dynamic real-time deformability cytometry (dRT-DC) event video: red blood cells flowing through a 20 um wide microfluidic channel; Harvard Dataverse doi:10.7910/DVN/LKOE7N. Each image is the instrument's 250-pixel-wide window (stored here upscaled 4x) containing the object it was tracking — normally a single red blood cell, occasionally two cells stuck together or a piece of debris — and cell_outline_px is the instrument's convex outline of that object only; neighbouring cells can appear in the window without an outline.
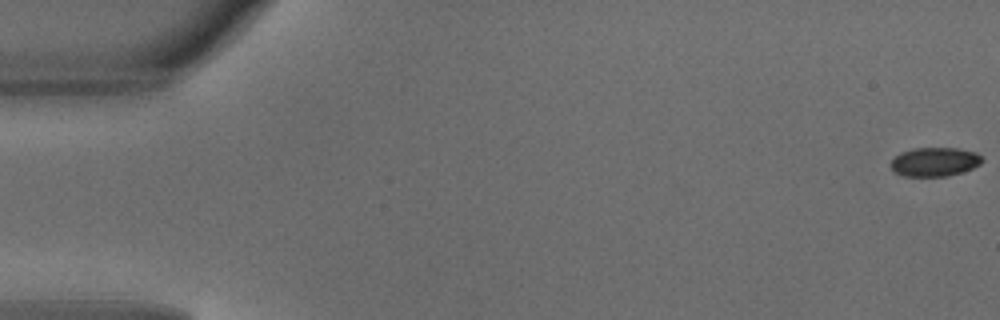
{"species": "common noctule bat (a hibernating species)", "species_latin": "Nyctalus noctula", "temperature_condition": "warm", "stored_images_in_passage": 46, "camera_frame_rate_fps": 3000, "um_per_image_px": 0.085, "animal": {"sex": "male", "body_mass_g": 18.8}, "frame": {"image": 1, "passage_image": 1, "time_ms": 0.0, "image_size_px": [1000, 320], "cell_outline_px": [[984, 160], [980, 164], [972, 168], [948, 176], [904, 176], [892, 172], [888, 164], [900, 152], [912, 148], [956, 148], [976, 152]], "centroid_in_image_um": [79.39, 13.76], "position_along_channel_um": 5.6, "area_um2": 15.55}}
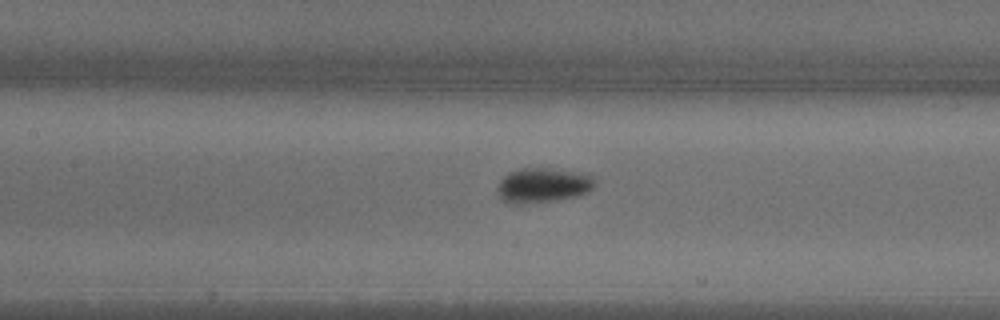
{"frame": {"image": 2, "passage_image": 23, "time_ms": 7.333, "image_size_px": [1000, 320], "cell_outline_px": [[596, 184], [588, 192], [576, 196], [556, 200], [512, 204], [504, 200], [500, 196], [496, 188], [500, 180], [508, 172], [520, 168], [552, 168], [584, 172], [592, 176], [596, 180]], "centroid_in_image_um": [46.18, 15.72], "position_along_channel_um": 161.2, "area_um2": 19.88}}
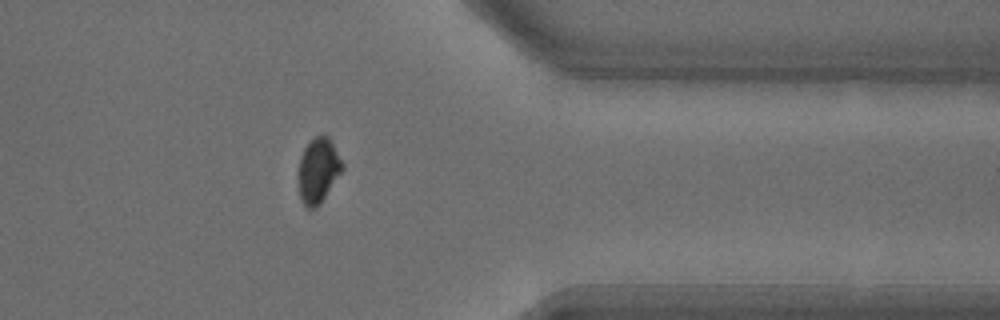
{"frame": {"image": 3, "passage_image": 40, "time_ms": 13.0, "image_size_px": [1000, 320], "cell_outline_px": [[344, 168], [320, 204], [316, 208], [308, 208], [300, 200], [296, 176], [300, 156], [304, 148], [316, 136], [328, 136], [344, 164]], "centroid_in_image_um": [27.01, 14.52], "position_along_channel_um": 384.4, "area_um2": 16.82}, "authors_computed_cell_mechanics": {"area_um2": 17.1377, "velocity_mm_per_s": 4.1584, "shape_relaxation_time_tau1_ms": 2.5032, "shape_relaxation_time_tau2_ms": null, "deformation_change_tau1": 0.0943, "deformation_change_tau2": null}}